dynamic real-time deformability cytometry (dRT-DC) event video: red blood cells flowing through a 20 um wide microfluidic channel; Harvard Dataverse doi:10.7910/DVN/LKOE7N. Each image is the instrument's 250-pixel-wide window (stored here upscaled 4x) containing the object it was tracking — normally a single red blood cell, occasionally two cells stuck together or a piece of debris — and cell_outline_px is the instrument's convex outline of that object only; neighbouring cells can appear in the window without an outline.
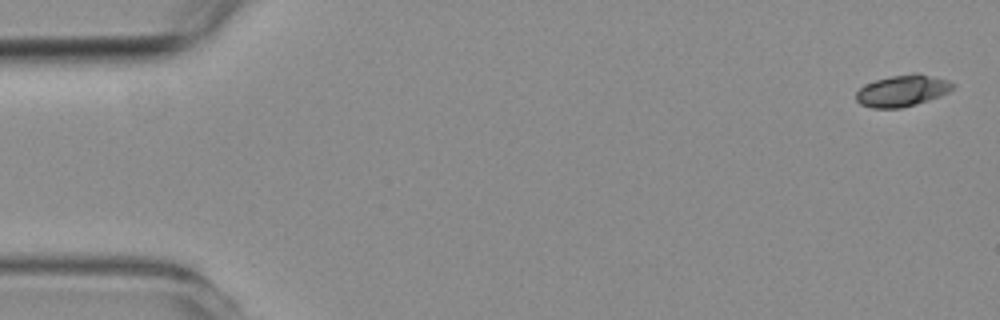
{"species": "common noctule bat (a hibernating species)", "species_latin": "Nyctalus noctula", "temperature_condition": "room temperature", "stored_images_in_passage": 4, "camera_frame_rate_fps": 3000, "um_per_image_px": 0.085, "animal": {"sex": "female", "body_mass_g": 19.3, "forearm_length_mm": 54.1}, "frame": {"image": 1, "passage_image": 1, "time_ms": 0.0, "image_size_px": [1000, 320], "cell_outline_px": [[956, 84], [948, 92], [940, 96], [916, 104], [900, 108], [872, 108], [860, 104], [856, 100], [856, 92], [864, 84], [876, 80], [892, 76], [916, 72], [920, 72], [948, 80]], "centroid_in_image_um": [76.71, 7.7], "position_along_channel_um": 8.3, "area_um2": 17.86}}
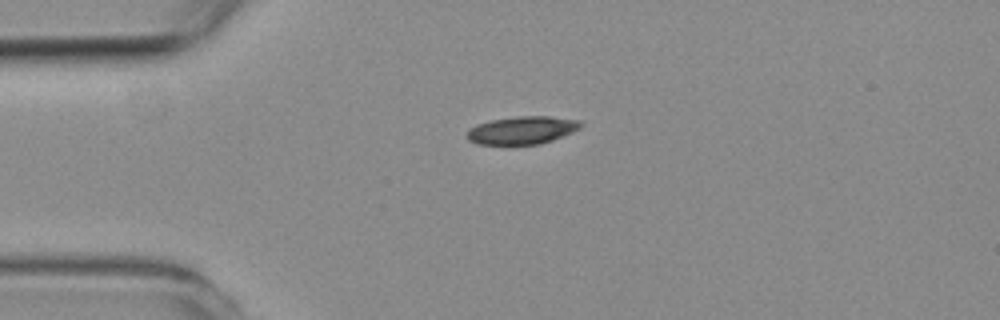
{"frame": {"image": 2, "passage_image": 4, "time_ms": 3.667, "image_size_px": [1000, 320], "cell_outline_px": [[584, 124], [580, 128], [572, 132], [552, 140], [540, 144], [476, 144], [468, 140], [468, 128], [476, 124], [492, 120], [516, 116], [548, 116], [580, 120]], "centroid_in_image_um": [44.39, 11.06], "position_along_channel_um": 40.6, "area_um2": 18.44}}